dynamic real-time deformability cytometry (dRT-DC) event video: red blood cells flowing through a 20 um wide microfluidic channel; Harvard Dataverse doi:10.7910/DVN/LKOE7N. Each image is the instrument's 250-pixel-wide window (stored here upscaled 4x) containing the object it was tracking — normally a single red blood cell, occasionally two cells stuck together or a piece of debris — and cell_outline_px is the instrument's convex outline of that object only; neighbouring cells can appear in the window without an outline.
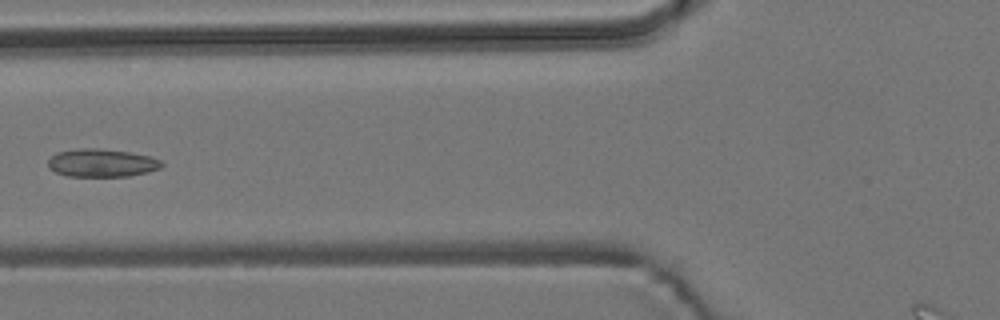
{"species": "common noctule bat (a hibernating species)", "species_latin": "Nyctalus noctula", "temperature_condition": "room temperature", "stored_images_in_passage": 6, "camera_frame_rate_fps": 3000, "um_per_image_px": 0.085, "animal": {"sex": "male", "body_mass_g": 19.2, "forearm_length_mm": 51.8}, "frame": {"image": 1, "passage_image": 6, "time_ms": 6.0, "image_size_px": [1000, 320], "cell_outline_px": [[164, 164], [160, 168], [148, 172], [128, 176], [68, 176], [56, 172], [48, 168], [48, 160], [56, 152], [80, 148], [96, 148], [128, 152], [148, 156], [160, 160]], "centroid_in_image_um": [8.62, 13.85], "position_along_channel_um": 117.2, "area_um2": 18.44}}